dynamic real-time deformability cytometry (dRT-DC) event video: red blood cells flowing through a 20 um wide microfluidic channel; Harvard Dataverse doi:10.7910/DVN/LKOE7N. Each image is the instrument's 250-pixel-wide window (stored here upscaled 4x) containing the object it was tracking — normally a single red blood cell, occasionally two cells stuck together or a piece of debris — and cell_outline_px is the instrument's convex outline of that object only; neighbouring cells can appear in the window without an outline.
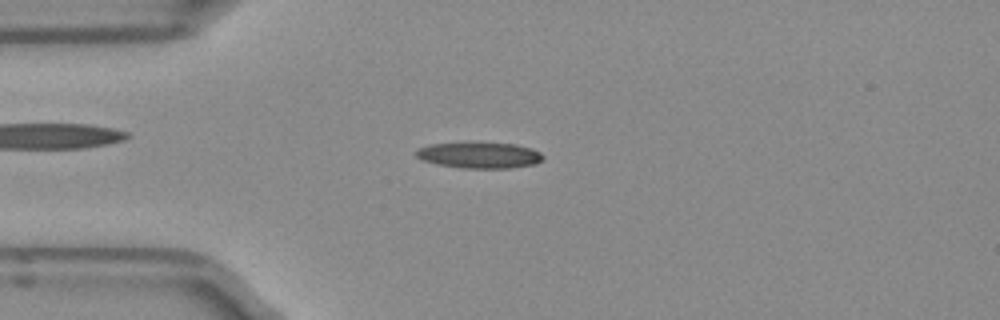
{"species": "Egyptian fruit bat (a non-hibernating species)", "species_latin": "Rousettus aegyptiacus", "temperature_condition": "room temperature", "stored_images_in_passage": 48, "camera_frame_rate_fps": 3000, "um_per_image_px": 0.085, "frame": {"image": 1, "passage_image": 10, "time_ms": 3.0, "image_size_px": [1000, 320], "cell_outline_px": [[544, 156], [536, 164], [508, 168], [464, 168], [436, 164], [420, 160], [416, 156], [416, 148], [432, 144], [516, 144], [532, 148], [540, 152]], "centroid_in_image_um": [40.74, 13.21], "position_along_channel_um": 44.3, "area_um2": 18.84}}
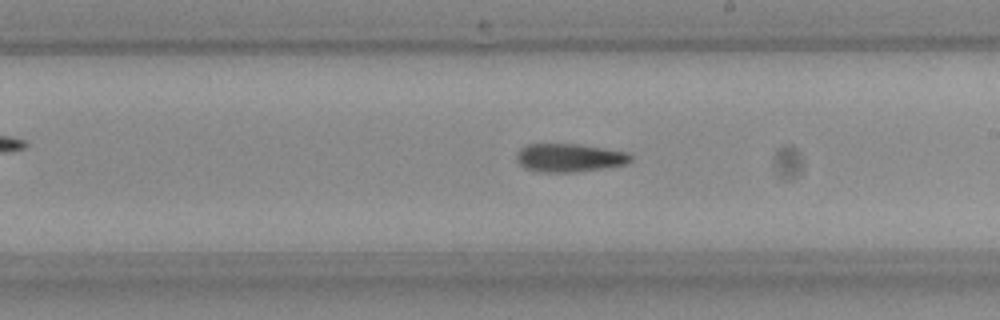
{"frame": {"image": 2, "passage_image": 26, "time_ms": 8.333, "image_size_px": [1000, 320], "cell_outline_px": [[632, 160], [628, 164], [604, 168], [572, 172], [540, 172], [524, 168], [516, 160], [516, 156], [520, 148], [528, 144], [576, 144], [628, 152], [632, 156]], "centroid_in_image_um": [48.4, 13.41], "position_along_channel_um": 240.6, "area_um2": 18.84}}
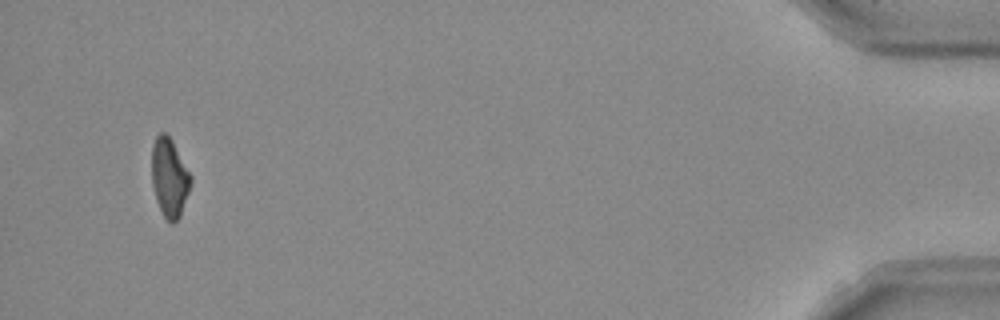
{"frame": {"image": 3, "passage_image": 46, "time_ms": 15.0, "image_size_px": [1000, 320], "cell_outline_px": [[192, 184], [180, 216], [172, 224], [164, 216], [156, 200], [152, 184], [152, 144], [156, 136], [160, 132], [164, 132], [172, 140], [192, 176]], "centroid_in_image_um": [14.41, 15.08], "position_along_channel_um": 420.8, "area_um2": 17.92}}